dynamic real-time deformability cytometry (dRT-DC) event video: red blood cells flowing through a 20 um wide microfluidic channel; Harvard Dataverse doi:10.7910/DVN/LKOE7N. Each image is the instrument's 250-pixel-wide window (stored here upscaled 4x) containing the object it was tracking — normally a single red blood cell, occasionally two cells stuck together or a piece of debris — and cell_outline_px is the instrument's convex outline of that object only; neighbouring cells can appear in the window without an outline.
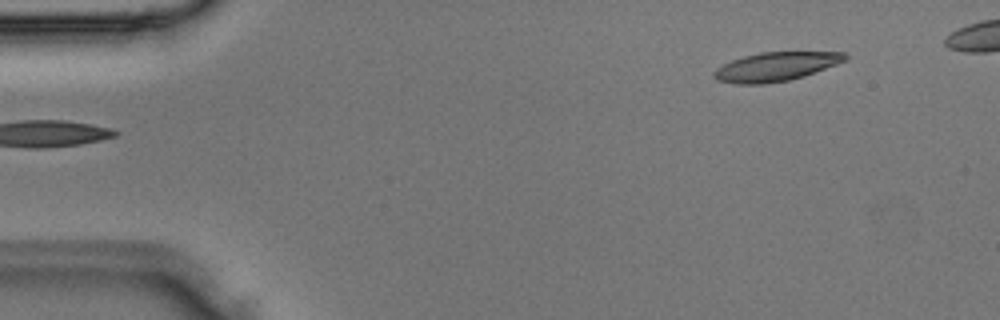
{"species": "Egyptian fruit bat (a non-hibernating species)", "species_latin": "Rousettus aegyptiacus", "temperature_condition": "room temperature", "stored_images_in_passage": 4, "camera_frame_rate_fps": 3000, "um_per_image_px": 0.085, "animal": {"sex": "male"}, "frame": {"image": 1, "passage_image": 1, "time_ms": 0.0, "image_size_px": [1000, 320], "cell_outline_px": [[848, 60], [804, 76], [788, 80], [764, 84], [736, 84], [716, 80], [712, 76], [712, 72], [716, 68], [732, 60], [744, 56], [760, 52], [844, 52], [848, 56]], "centroid_in_image_um": [65.93, 5.67], "position_along_channel_um": 19.1, "area_um2": 22.14}}